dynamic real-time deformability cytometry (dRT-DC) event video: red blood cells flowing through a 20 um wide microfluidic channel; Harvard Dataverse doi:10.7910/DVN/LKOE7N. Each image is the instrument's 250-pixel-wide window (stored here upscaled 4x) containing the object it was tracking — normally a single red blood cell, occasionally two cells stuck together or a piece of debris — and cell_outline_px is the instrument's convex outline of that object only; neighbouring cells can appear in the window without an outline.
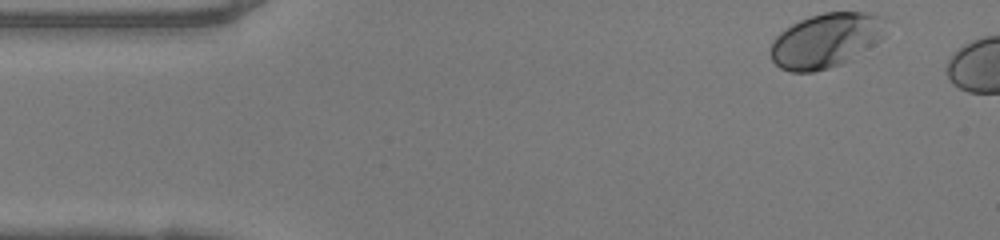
{"species": "human", "species_latin": "Homo sapiens", "temperature_condition": "warm", "stored_images_in_passage": 6, "camera_frame_rate_fps": 3000, "um_per_image_px": 0.085, "donor": {"sex": "female"}, "frame": {"image": 1, "passage_image": 1, "time_ms": 0.0, "image_size_px": [1000, 240], "cell_outline_px": [[884, 36], [880, 40], [840, 64], [828, 68], [812, 72], [792, 72], [780, 68], [772, 60], [768, 52], [772, 40], [780, 32], [792, 24], [800, 20], [824, 12], [864, 12], [884, 16]], "centroid_in_image_um": [70.15, 3.43], "position_along_channel_um": 14.8, "area_um2": 36.36}}